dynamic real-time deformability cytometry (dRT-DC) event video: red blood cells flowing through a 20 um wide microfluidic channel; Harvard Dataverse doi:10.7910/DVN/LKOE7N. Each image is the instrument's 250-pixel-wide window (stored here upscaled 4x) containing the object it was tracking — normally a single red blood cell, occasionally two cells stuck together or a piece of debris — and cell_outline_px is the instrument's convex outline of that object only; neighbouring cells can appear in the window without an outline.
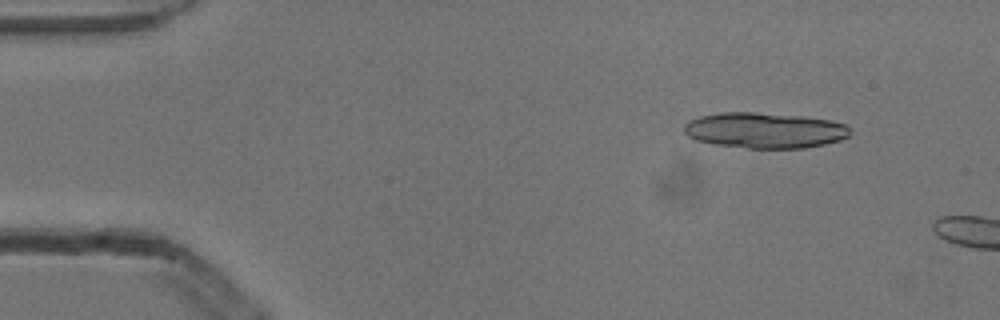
{"species": "common noctule bat (a hibernating species)", "species_latin": "Nyctalus noctula", "temperature_condition": "cold", "stored_images_in_passage": 8, "camera_frame_rate_fps": 3000, "um_per_image_px": 0.085, "animal": {"sex": "male", "body_mass_g": 13.3}, "frame": {"image": 1, "passage_image": 5, "time_ms": 1.333, "image_size_px": [1000, 320], "cell_outline_px": [[848, 136], [840, 140], [824, 144], [804, 148], [748, 148], [712, 144], [696, 140], [688, 136], [684, 132], [684, 124], [688, 120], [700, 116], [720, 112], [756, 112], [800, 116], [828, 120], [848, 124]], "centroid_in_image_um": [64.95, 11.07], "position_along_channel_um": 20.1, "area_um2": 34.51}}